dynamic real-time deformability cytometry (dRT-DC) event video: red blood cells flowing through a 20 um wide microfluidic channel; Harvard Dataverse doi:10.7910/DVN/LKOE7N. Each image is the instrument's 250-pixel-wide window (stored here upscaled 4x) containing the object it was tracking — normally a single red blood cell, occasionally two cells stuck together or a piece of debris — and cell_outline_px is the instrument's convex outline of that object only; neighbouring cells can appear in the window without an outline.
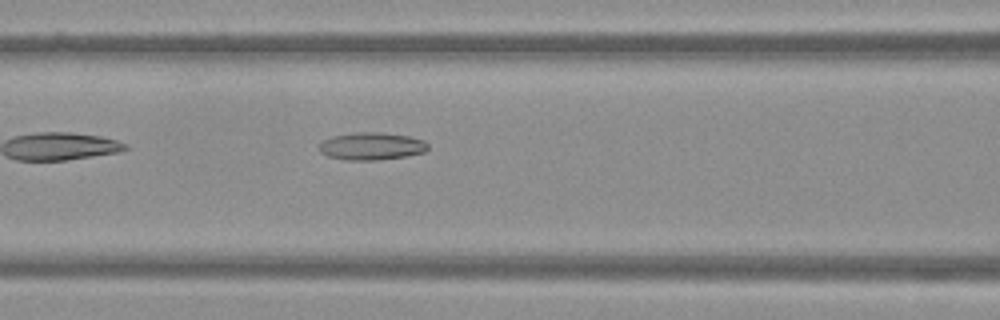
{"species": "Egyptian fruit bat (a non-hibernating species)", "species_latin": "Rousettus aegyptiacus", "temperature_condition": "warm", "stored_images_in_passage": 23, "camera_frame_rate_fps": 3000, "um_per_image_px": 0.085, "frame": {"image": 1, "passage_image": 7, "time_ms": 2.0, "image_size_px": [1000, 320], "cell_outline_px": [[428, 148], [424, 152], [408, 156], [376, 160], [344, 160], [328, 156], [320, 152], [320, 140], [332, 136], [352, 132], [380, 132], [408, 136], [424, 140], [428, 144]], "centroid_in_image_um": [31.56, 12.42], "position_along_channel_um": 135.0, "area_um2": 17.63}}
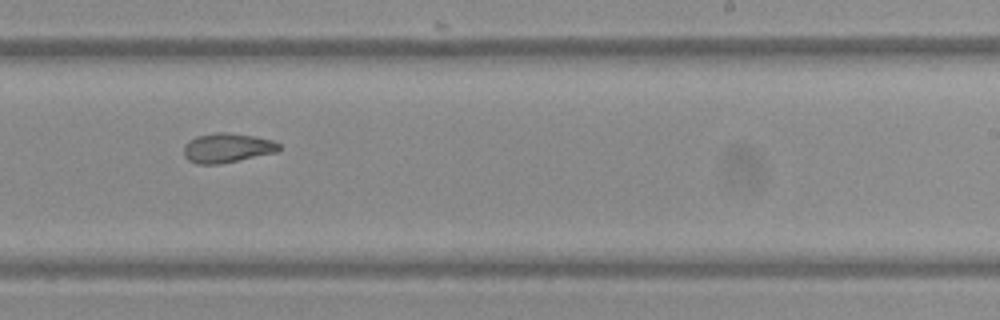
{"frame": {"image": 2, "passage_image": 17, "time_ms": 5.333, "image_size_px": [1000, 320], "cell_outline_px": [[280, 148], [276, 152], [220, 164], [196, 164], [188, 160], [184, 156], [184, 144], [188, 140], [196, 136], [216, 132], [228, 132], [256, 136], [272, 140], [280, 144]], "centroid_in_image_um": [19.28, 12.56], "position_along_channel_um": 269.7, "area_um2": 16.47}}
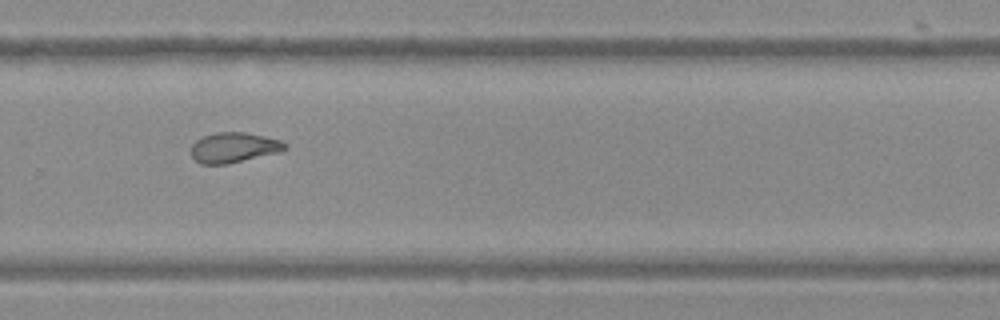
{"frame": {"image": 3, "passage_image": 20, "time_ms": 6.333, "image_size_px": [1000, 320], "cell_outline_px": [[288, 148], [280, 152], [228, 164], [200, 164], [192, 156], [192, 144], [196, 140], [204, 136], [216, 132], [244, 132], [264, 136], [280, 140], [288, 144]], "centroid_in_image_um": [19.9, 12.54], "position_along_channel_um": 309.9, "area_um2": 16.53}}